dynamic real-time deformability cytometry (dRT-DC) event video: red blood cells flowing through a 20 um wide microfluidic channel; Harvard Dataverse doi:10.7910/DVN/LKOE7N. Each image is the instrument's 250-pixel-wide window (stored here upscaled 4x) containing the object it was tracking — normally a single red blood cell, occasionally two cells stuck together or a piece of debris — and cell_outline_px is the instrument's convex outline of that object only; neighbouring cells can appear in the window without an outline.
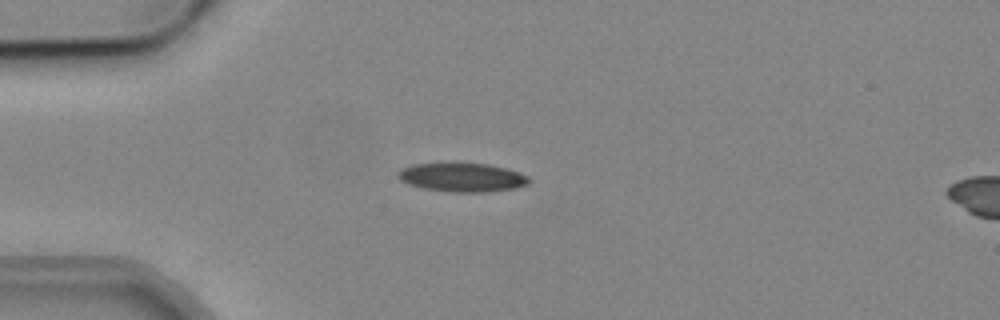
{"species": "common noctule bat (a hibernating species)", "species_latin": "Nyctalus noctula", "temperature_condition": "cold", "stored_images_in_passage": 35, "camera_frame_rate_fps": 3000, "um_per_image_px": 0.085, "animal": {"sex": "male", "body_mass_g": 19.2, "forearm_length_mm": 51.8}, "frame": {"image": 1, "passage_image": 1, "time_ms": 0.0, "image_size_px": [1000, 320], "cell_outline_px": [[532, 180], [528, 184], [516, 188], [484, 192], [452, 192], [424, 188], [408, 184], [400, 180], [396, 176], [396, 172], [400, 168], [412, 164], [488, 164], [520, 172], [528, 176]], "centroid_in_image_um": [39.28, 15.08], "position_along_channel_um": 45.7, "area_um2": 21.91}}
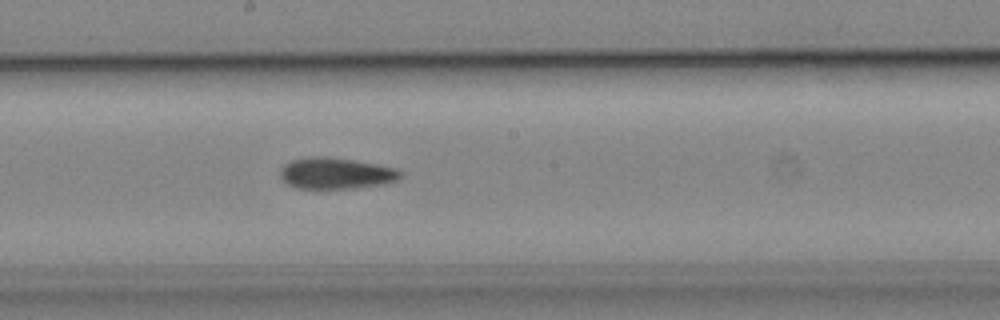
{"frame": {"image": 2, "passage_image": 16, "time_ms": 5.0, "image_size_px": [1000, 320], "cell_outline_px": [[400, 180], [384, 184], [356, 188], [300, 188], [288, 184], [280, 176], [280, 168], [284, 164], [292, 160], [308, 156], [324, 156], [352, 160], [400, 168]], "centroid_in_image_um": [28.58, 14.72], "position_along_channel_um": 219.6, "area_um2": 21.96}}
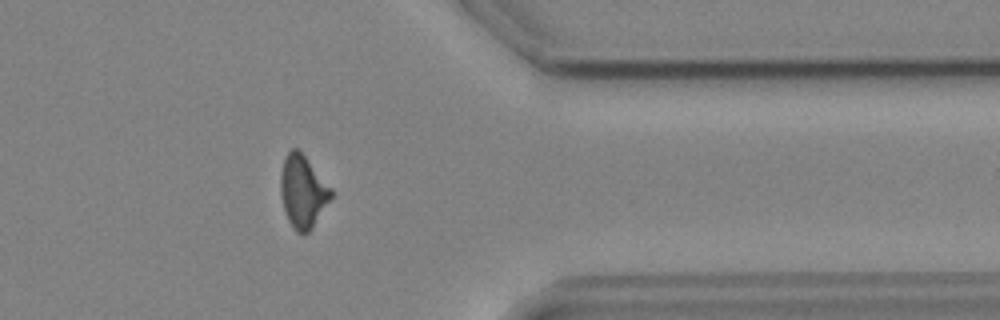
{"frame": {"image": 3, "passage_image": 30, "time_ms": 9.667, "image_size_px": [1000, 320], "cell_outline_px": [[332, 196], [312, 228], [308, 232], [296, 232], [288, 220], [284, 208], [280, 192], [280, 176], [284, 156], [292, 148], [296, 148], [304, 156], [332, 188]], "centroid_in_image_um": [25.72, 16.27], "position_along_channel_um": 385.7, "area_um2": 20.98}, "authors_computed_cell_mechanics": {"area_um2": 21.8484, "velocity_mm_per_s": 3.8654, "shape_relaxation_time_tau1_ms": null, "shape_relaxation_time_tau2_ms": 6.6857, "deformation_change_tau1": null, "deformation_change_tau2": 0.155}}